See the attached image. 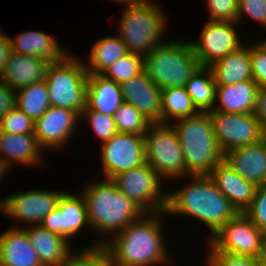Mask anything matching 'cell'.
<instances>
[{
  "label": "cell",
  "mask_w": 266,
  "mask_h": 266,
  "mask_svg": "<svg viewBox=\"0 0 266 266\" xmlns=\"http://www.w3.org/2000/svg\"><path fill=\"white\" fill-rule=\"evenodd\" d=\"M263 256H266V231L264 232Z\"/></svg>",
  "instance_id": "cell-46"
},
{
  "label": "cell",
  "mask_w": 266,
  "mask_h": 266,
  "mask_svg": "<svg viewBox=\"0 0 266 266\" xmlns=\"http://www.w3.org/2000/svg\"><path fill=\"white\" fill-rule=\"evenodd\" d=\"M186 180L190 181L182 188L167 192L166 216L180 214L200 220L212 237L238 212L209 175H191Z\"/></svg>",
  "instance_id": "cell-2"
},
{
  "label": "cell",
  "mask_w": 266,
  "mask_h": 266,
  "mask_svg": "<svg viewBox=\"0 0 266 266\" xmlns=\"http://www.w3.org/2000/svg\"><path fill=\"white\" fill-rule=\"evenodd\" d=\"M123 103L119 84L102 74H88L86 105L90 109L113 116Z\"/></svg>",
  "instance_id": "cell-27"
},
{
  "label": "cell",
  "mask_w": 266,
  "mask_h": 266,
  "mask_svg": "<svg viewBox=\"0 0 266 266\" xmlns=\"http://www.w3.org/2000/svg\"><path fill=\"white\" fill-rule=\"evenodd\" d=\"M208 112L223 154L230 149L256 143L266 136L253 113Z\"/></svg>",
  "instance_id": "cell-12"
},
{
  "label": "cell",
  "mask_w": 266,
  "mask_h": 266,
  "mask_svg": "<svg viewBox=\"0 0 266 266\" xmlns=\"http://www.w3.org/2000/svg\"><path fill=\"white\" fill-rule=\"evenodd\" d=\"M253 80L259 87H266V40L250 44Z\"/></svg>",
  "instance_id": "cell-39"
},
{
  "label": "cell",
  "mask_w": 266,
  "mask_h": 266,
  "mask_svg": "<svg viewBox=\"0 0 266 266\" xmlns=\"http://www.w3.org/2000/svg\"><path fill=\"white\" fill-rule=\"evenodd\" d=\"M216 86L236 84L246 80H253L250 44L230 52L217 60L211 66Z\"/></svg>",
  "instance_id": "cell-26"
},
{
  "label": "cell",
  "mask_w": 266,
  "mask_h": 266,
  "mask_svg": "<svg viewBox=\"0 0 266 266\" xmlns=\"http://www.w3.org/2000/svg\"><path fill=\"white\" fill-rule=\"evenodd\" d=\"M165 211L145 213L104 244L112 266H156L170 261L163 239ZM161 220V221H160ZM168 259V260H167ZM167 261V262H166Z\"/></svg>",
  "instance_id": "cell-1"
},
{
  "label": "cell",
  "mask_w": 266,
  "mask_h": 266,
  "mask_svg": "<svg viewBox=\"0 0 266 266\" xmlns=\"http://www.w3.org/2000/svg\"><path fill=\"white\" fill-rule=\"evenodd\" d=\"M101 162L105 179L146 162L144 135L117 132L101 143Z\"/></svg>",
  "instance_id": "cell-13"
},
{
  "label": "cell",
  "mask_w": 266,
  "mask_h": 266,
  "mask_svg": "<svg viewBox=\"0 0 266 266\" xmlns=\"http://www.w3.org/2000/svg\"><path fill=\"white\" fill-rule=\"evenodd\" d=\"M189 41L166 40L144 57V71L161 90L185 87L200 67Z\"/></svg>",
  "instance_id": "cell-6"
},
{
  "label": "cell",
  "mask_w": 266,
  "mask_h": 266,
  "mask_svg": "<svg viewBox=\"0 0 266 266\" xmlns=\"http://www.w3.org/2000/svg\"><path fill=\"white\" fill-rule=\"evenodd\" d=\"M1 266H43L26 231L10 227L0 234Z\"/></svg>",
  "instance_id": "cell-22"
},
{
  "label": "cell",
  "mask_w": 266,
  "mask_h": 266,
  "mask_svg": "<svg viewBox=\"0 0 266 266\" xmlns=\"http://www.w3.org/2000/svg\"><path fill=\"white\" fill-rule=\"evenodd\" d=\"M124 102L133 105L151 123H162L161 89L143 71L120 84Z\"/></svg>",
  "instance_id": "cell-18"
},
{
  "label": "cell",
  "mask_w": 266,
  "mask_h": 266,
  "mask_svg": "<svg viewBox=\"0 0 266 266\" xmlns=\"http://www.w3.org/2000/svg\"><path fill=\"white\" fill-rule=\"evenodd\" d=\"M121 2V3H125L126 5L128 4H142L144 2H150V0H113V2ZM153 1V0H151Z\"/></svg>",
  "instance_id": "cell-45"
},
{
  "label": "cell",
  "mask_w": 266,
  "mask_h": 266,
  "mask_svg": "<svg viewBox=\"0 0 266 266\" xmlns=\"http://www.w3.org/2000/svg\"><path fill=\"white\" fill-rule=\"evenodd\" d=\"M15 106V91L0 81V121Z\"/></svg>",
  "instance_id": "cell-42"
},
{
  "label": "cell",
  "mask_w": 266,
  "mask_h": 266,
  "mask_svg": "<svg viewBox=\"0 0 266 266\" xmlns=\"http://www.w3.org/2000/svg\"><path fill=\"white\" fill-rule=\"evenodd\" d=\"M85 185L80 194L85 201L89 226L91 230L98 232L97 241L94 240L95 243L89 246L104 245L145 214L137 204L118 190L111 179L104 178Z\"/></svg>",
  "instance_id": "cell-3"
},
{
  "label": "cell",
  "mask_w": 266,
  "mask_h": 266,
  "mask_svg": "<svg viewBox=\"0 0 266 266\" xmlns=\"http://www.w3.org/2000/svg\"><path fill=\"white\" fill-rule=\"evenodd\" d=\"M49 64L50 62L37 56L11 52L0 81L16 91L45 80Z\"/></svg>",
  "instance_id": "cell-21"
},
{
  "label": "cell",
  "mask_w": 266,
  "mask_h": 266,
  "mask_svg": "<svg viewBox=\"0 0 266 266\" xmlns=\"http://www.w3.org/2000/svg\"><path fill=\"white\" fill-rule=\"evenodd\" d=\"M171 125L177 132L188 174L209 175L224 156L209 112L175 120Z\"/></svg>",
  "instance_id": "cell-4"
},
{
  "label": "cell",
  "mask_w": 266,
  "mask_h": 266,
  "mask_svg": "<svg viewBox=\"0 0 266 266\" xmlns=\"http://www.w3.org/2000/svg\"><path fill=\"white\" fill-rule=\"evenodd\" d=\"M244 214L262 231H266V185L257 186L255 197Z\"/></svg>",
  "instance_id": "cell-40"
},
{
  "label": "cell",
  "mask_w": 266,
  "mask_h": 266,
  "mask_svg": "<svg viewBox=\"0 0 266 266\" xmlns=\"http://www.w3.org/2000/svg\"><path fill=\"white\" fill-rule=\"evenodd\" d=\"M97 40L92 45L88 63L85 64L88 74H102L116 60L128 54L126 45L118 35Z\"/></svg>",
  "instance_id": "cell-28"
},
{
  "label": "cell",
  "mask_w": 266,
  "mask_h": 266,
  "mask_svg": "<svg viewBox=\"0 0 266 266\" xmlns=\"http://www.w3.org/2000/svg\"><path fill=\"white\" fill-rule=\"evenodd\" d=\"M143 71L144 57L128 53L106 68L102 75L120 85Z\"/></svg>",
  "instance_id": "cell-33"
},
{
  "label": "cell",
  "mask_w": 266,
  "mask_h": 266,
  "mask_svg": "<svg viewBox=\"0 0 266 266\" xmlns=\"http://www.w3.org/2000/svg\"><path fill=\"white\" fill-rule=\"evenodd\" d=\"M111 180L119 191L145 213L165 211L168 191L162 189L163 179L150 164L145 162L143 165L118 173Z\"/></svg>",
  "instance_id": "cell-9"
},
{
  "label": "cell",
  "mask_w": 266,
  "mask_h": 266,
  "mask_svg": "<svg viewBox=\"0 0 266 266\" xmlns=\"http://www.w3.org/2000/svg\"><path fill=\"white\" fill-rule=\"evenodd\" d=\"M223 160L246 181L266 185V136L256 143L228 150Z\"/></svg>",
  "instance_id": "cell-17"
},
{
  "label": "cell",
  "mask_w": 266,
  "mask_h": 266,
  "mask_svg": "<svg viewBox=\"0 0 266 266\" xmlns=\"http://www.w3.org/2000/svg\"><path fill=\"white\" fill-rule=\"evenodd\" d=\"M72 54L48 65L46 88L51 106L81 115L86 107L88 72L85 63Z\"/></svg>",
  "instance_id": "cell-7"
},
{
  "label": "cell",
  "mask_w": 266,
  "mask_h": 266,
  "mask_svg": "<svg viewBox=\"0 0 266 266\" xmlns=\"http://www.w3.org/2000/svg\"><path fill=\"white\" fill-rule=\"evenodd\" d=\"M154 1L125 6L118 26V36L128 53L145 57L155 47L165 43L167 15Z\"/></svg>",
  "instance_id": "cell-5"
},
{
  "label": "cell",
  "mask_w": 266,
  "mask_h": 266,
  "mask_svg": "<svg viewBox=\"0 0 266 266\" xmlns=\"http://www.w3.org/2000/svg\"><path fill=\"white\" fill-rule=\"evenodd\" d=\"M185 89L200 112L213 110L216 83L210 67L200 66L186 83Z\"/></svg>",
  "instance_id": "cell-29"
},
{
  "label": "cell",
  "mask_w": 266,
  "mask_h": 266,
  "mask_svg": "<svg viewBox=\"0 0 266 266\" xmlns=\"http://www.w3.org/2000/svg\"><path fill=\"white\" fill-rule=\"evenodd\" d=\"M144 139L146 163L152 166L163 181L174 182L190 176L177 132L170 123H151Z\"/></svg>",
  "instance_id": "cell-8"
},
{
  "label": "cell",
  "mask_w": 266,
  "mask_h": 266,
  "mask_svg": "<svg viewBox=\"0 0 266 266\" xmlns=\"http://www.w3.org/2000/svg\"><path fill=\"white\" fill-rule=\"evenodd\" d=\"M208 241L209 250L246 257L263 256L264 232L244 213H238Z\"/></svg>",
  "instance_id": "cell-10"
},
{
  "label": "cell",
  "mask_w": 266,
  "mask_h": 266,
  "mask_svg": "<svg viewBox=\"0 0 266 266\" xmlns=\"http://www.w3.org/2000/svg\"><path fill=\"white\" fill-rule=\"evenodd\" d=\"M209 176L237 212L244 213L255 197L257 186L240 177L224 160L213 168Z\"/></svg>",
  "instance_id": "cell-20"
},
{
  "label": "cell",
  "mask_w": 266,
  "mask_h": 266,
  "mask_svg": "<svg viewBox=\"0 0 266 266\" xmlns=\"http://www.w3.org/2000/svg\"><path fill=\"white\" fill-rule=\"evenodd\" d=\"M206 266H264L262 257H246L208 250Z\"/></svg>",
  "instance_id": "cell-37"
},
{
  "label": "cell",
  "mask_w": 266,
  "mask_h": 266,
  "mask_svg": "<svg viewBox=\"0 0 266 266\" xmlns=\"http://www.w3.org/2000/svg\"><path fill=\"white\" fill-rule=\"evenodd\" d=\"M119 133L145 135L151 122L133 105L124 102L113 115Z\"/></svg>",
  "instance_id": "cell-32"
},
{
  "label": "cell",
  "mask_w": 266,
  "mask_h": 266,
  "mask_svg": "<svg viewBox=\"0 0 266 266\" xmlns=\"http://www.w3.org/2000/svg\"><path fill=\"white\" fill-rule=\"evenodd\" d=\"M39 225L69 242L82 229H90L82 195L64 192L58 200L57 207L44 217Z\"/></svg>",
  "instance_id": "cell-15"
},
{
  "label": "cell",
  "mask_w": 266,
  "mask_h": 266,
  "mask_svg": "<svg viewBox=\"0 0 266 266\" xmlns=\"http://www.w3.org/2000/svg\"><path fill=\"white\" fill-rule=\"evenodd\" d=\"M80 115L72 110L50 106L35 121L34 134L40 146L45 150L65 147L76 130Z\"/></svg>",
  "instance_id": "cell-16"
},
{
  "label": "cell",
  "mask_w": 266,
  "mask_h": 266,
  "mask_svg": "<svg viewBox=\"0 0 266 266\" xmlns=\"http://www.w3.org/2000/svg\"><path fill=\"white\" fill-rule=\"evenodd\" d=\"M11 51L27 56H37L50 63L61 61L68 53L69 49L60 46V43L52 35L43 31L28 30L10 37Z\"/></svg>",
  "instance_id": "cell-23"
},
{
  "label": "cell",
  "mask_w": 266,
  "mask_h": 266,
  "mask_svg": "<svg viewBox=\"0 0 266 266\" xmlns=\"http://www.w3.org/2000/svg\"><path fill=\"white\" fill-rule=\"evenodd\" d=\"M60 266H112L104 245L88 246L71 252Z\"/></svg>",
  "instance_id": "cell-34"
},
{
  "label": "cell",
  "mask_w": 266,
  "mask_h": 266,
  "mask_svg": "<svg viewBox=\"0 0 266 266\" xmlns=\"http://www.w3.org/2000/svg\"><path fill=\"white\" fill-rule=\"evenodd\" d=\"M0 131L11 134H34L35 121L15 106L0 121Z\"/></svg>",
  "instance_id": "cell-36"
},
{
  "label": "cell",
  "mask_w": 266,
  "mask_h": 266,
  "mask_svg": "<svg viewBox=\"0 0 266 266\" xmlns=\"http://www.w3.org/2000/svg\"><path fill=\"white\" fill-rule=\"evenodd\" d=\"M15 93L16 107L34 121L51 106L45 80L20 88Z\"/></svg>",
  "instance_id": "cell-31"
},
{
  "label": "cell",
  "mask_w": 266,
  "mask_h": 266,
  "mask_svg": "<svg viewBox=\"0 0 266 266\" xmlns=\"http://www.w3.org/2000/svg\"><path fill=\"white\" fill-rule=\"evenodd\" d=\"M64 192L65 190L32 189L9 194L5 199H0V212L16 222L14 227L23 223L27 224L25 226L39 225L57 207Z\"/></svg>",
  "instance_id": "cell-11"
},
{
  "label": "cell",
  "mask_w": 266,
  "mask_h": 266,
  "mask_svg": "<svg viewBox=\"0 0 266 266\" xmlns=\"http://www.w3.org/2000/svg\"><path fill=\"white\" fill-rule=\"evenodd\" d=\"M236 24L239 23L209 20L202 27L200 39L189 41L201 66L209 67L217 60L243 46L235 28Z\"/></svg>",
  "instance_id": "cell-14"
},
{
  "label": "cell",
  "mask_w": 266,
  "mask_h": 266,
  "mask_svg": "<svg viewBox=\"0 0 266 266\" xmlns=\"http://www.w3.org/2000/svg\"><path fill=\"white\" fill-rule=\"evenodd\" d=\"M42 152L44 153V150L35 134H11L0 131V168L5 175L14 162L30 167L44 165Z\"/></svg>",
  "instance_id": "cell-19"
},
{
  "label": "cell",
  "mask_w": 266,
  "mask_h": 266,
  "mask_svg": "<svg viewBox=\"0 0 266 266\" xmlns=\"http://www.w3.org/2000/svg\"><path fill=\"white\" fill-rule=\"evenodd\" d=\"M245 15L266 27V0H238L237 23Z\"/></svg>",
  "instance_id": "cell-41"
},
{
  "label": "cell",
  "mask_w": 266,
  "mask_h": 266,
  "mask_svg": "<svg viewBox=\"0 0 266 266\" xmlns=\"http://www.w3.org/2000/svg\"><path fill=\"white\" fill-rule=\"evenodd\" d=\"M262 261H263L264 266H266V256H262Z\"/></svg>",
  "instance_id": "cell-48"
},
{
  "label": "cell",
  "mask_w": 266,
  "mask_h": 266,
  "mask_svg": "<svg viewBox=\"0 0 266 266\" xmlns=\"http://www.w3.org/2000/svg\"><path fill=\"white\" fill-rule=\"evenodd\" d=\"M10 39L5 32L0 34V76L11 53Z\"/></svg>",
  "instance_id": "cell-44"
},
{
  "label": "cell",
  "mask_w": 266,
  "mask_h": 266,
  "mask_svg": "<svg viewBox=\"0 0 266 266\" xmlns=\"http://www.w3.org/2000/svg\"><path fill=\"white\" fill-rule=\"evenodd\" d=\"M5 173L3 172V170L0 168V182L3 179V177L5 178Z\"/></svg>",
  "instance_id": "cell-47"
},
{
  "label": "cell",
  "mask_w": 266,
  "mask_h": 266,
  "mask_svg": "<svg viewBox=\"0 0 266 266\" xmlns=\"http://www.w3.org/2000/svg\"><path fill=\"white\" fill-rule=\"evenodd\" d=\"M23 228L37 252L43 266H60L67 256L72 252L71 243L64 237L49 232L40 225H31Z\"/></svg>",
  "instance_id": "cell-24"
},
{
  "label": "cell",
  "mask_w": 266,
  "mask_h": 266,
  "mask_svg": "<svg viewBox=\"0 0 266 266\" xmlns=\"http://www.w3.org/2000/svg\"><path fill=\"white\" fill-rule=\"evenodd\" d=\"M210 21L237 22L238 0H206Z\"/></svg>",
  "instance_id": "cell-38"
},
{
  "label": "cell",
  "mask_w": 266,
  "mask_h": 266,
  "mask_svg": "<svg viewBox=\"0 0 266 266\" xmlns=\"http://www.w3.org/2000/svg\"><path fill=\"white\" fill-rule=\"evenodd\" d=\"M162 123H172L181 118L196 115L200 111L194 105L185 87L161 90Z\"/></svg>",
  "instance_id": "cell-30"
},
{
  "label": "cell",
  "mask_w": 266,
  "mask_h": 266,
  "mask_svg": "<svg viewBox=\"0 0 266 266\" xmlns=\"http://www.w3.org/2000/svg\"><path fill=\"white\" fill-rule=\"evenodd\" d=\"M86 117L93 129L92 131L97 135L98 139L100 138L101 143L108 141L118 132L113 116L92 110L86 105L80 118L85 119Z\"/></svg>",
  "instance_id": "cell-35"
},
{
  "label": "cell",
  "mask_w": 266,
  "mask_h": 266,
  "mask_svg": "<svg viewBox=\"0 0 266 266\" xmlns=\"http://www.w3.org/2000/svg\"><path fill=\"white\" fill-rule=\"evenodd\" d=\"M253 114L266 134V87H259L258 89Z\"/></svg>",
  "instance_id": "cell-43"
},
{
  "label": "cell",
  "mask_w": 266,
  "mask_h": 266,
  "mask_svg": "<svg viewBox=\"0 0 266 266\" xmlns=\"http://www.w3.org/2000/svg\"><path fill=\"white\" fill-rule=\"evenodd\" d=\"M258 89L259 86L254 80H246L226 86H216L213 110L233 114L253 113Z\"/></svg>",
  "instance_id": "cell-25"
}]
</instances>
